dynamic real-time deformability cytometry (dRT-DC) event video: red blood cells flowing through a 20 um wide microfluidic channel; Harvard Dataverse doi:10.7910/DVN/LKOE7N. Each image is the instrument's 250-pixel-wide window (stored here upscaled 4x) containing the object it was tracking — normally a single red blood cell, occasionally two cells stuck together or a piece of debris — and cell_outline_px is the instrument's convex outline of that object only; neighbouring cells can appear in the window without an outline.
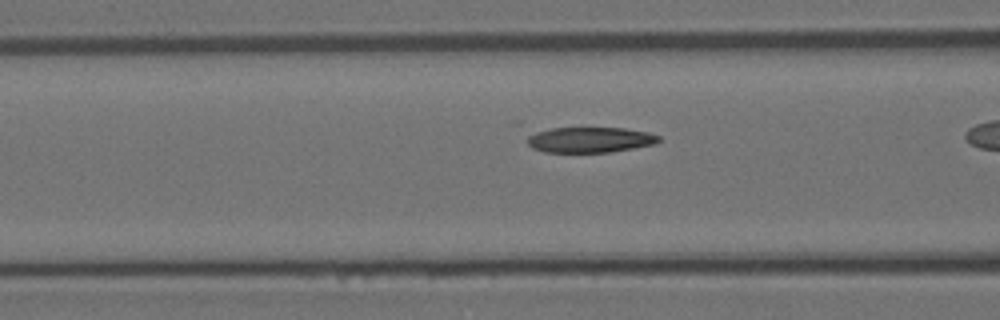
{"species": "Egyptian fruit bat (a non-hibernating species)", "species_latin": "Rousettus aegyptiacus", "temperature_condition": "room temperature", "stored_images_in_passage": 26, "camera_frame_rate_fps": 3000, "um_per_image_px": 0.085, "animal": {"sex": "female"}, "frame": {"image": 1, "passage_image": 15, "time_ms": 4.667, "image_size_px": [1000, 320], "cell_outline_px": [[660, 140], [656, 144], [608, 152], [544, 152], [532, 148], [528, 144], [528, 136], [536, 132], [552, 128], [624, 128], [648, 132], [660, 136]], "centroid_in_image_um": [50.16, 11.88], "position_along_channel_um": 116.4, "area_um2": 19.42}}
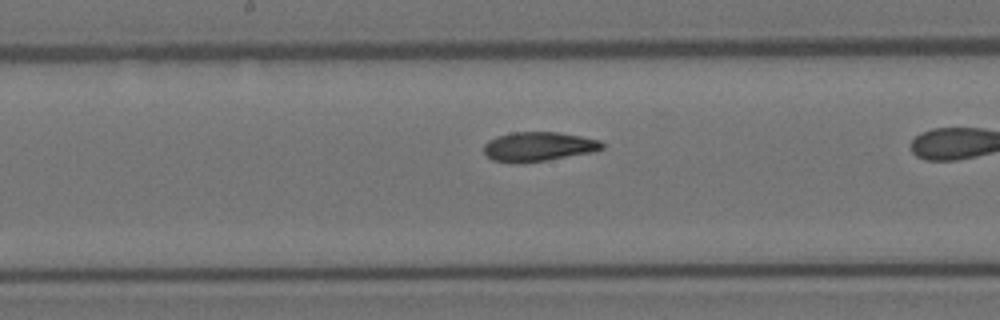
{"frame": {"image": 2, "passage_image": 22, "time_ms": 7.0, "image_size_px": [1000, 320], "cell_outline_px": [[604, 148], [592, 152], [548, 160], [520, 164], [516, 164], [492, 160], [484, 152], [484, 144], [488, 140], [496, 136], [512, 132], [556, 132], [580, 136], [600, 140], [604, 144]], "centroid_in_image_um": [45.74, 12.47], "position_along_channel_um": 202.5, "area_um2": 20.4}}